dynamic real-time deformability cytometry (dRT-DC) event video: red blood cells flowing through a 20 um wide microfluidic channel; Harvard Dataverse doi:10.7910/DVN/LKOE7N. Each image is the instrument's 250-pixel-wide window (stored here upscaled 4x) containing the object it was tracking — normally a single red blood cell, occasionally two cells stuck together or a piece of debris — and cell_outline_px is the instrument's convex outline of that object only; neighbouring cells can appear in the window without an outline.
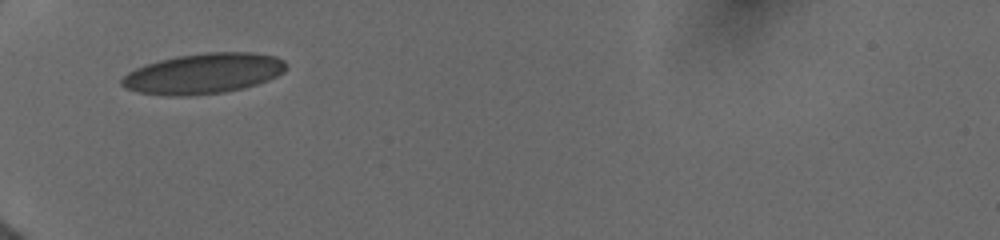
{"species": "human", "species_latin": "Homo sapiens", "temperature_condition": "cold", "stored_images_in_passage": 39, "camera_frame_rate_fps": 3000, "um_per_image_px": 0.085, "donor": {"sex": "female"}, "frame": {"image": 1, "passage_image": 1, "time_ms": 0.0, "image_size_px": [1000, 240], "cell_outline_px": [[288, 68], [284, 72], [268, 80], [244, 88], [224, 92], [184, 96], [168, 96], [140, 92], [124, 88], [120, 84], [120, 80], [128, 72], [136, 68], [160, 60], [176, 56], [204, 52], [256, 52], [276, 56], [284, 60], [288, 64]], "centroid_in_image_um": [17.33, 6.24], "position_along_channel_um": 67.7, "area_um2": 38.9}}
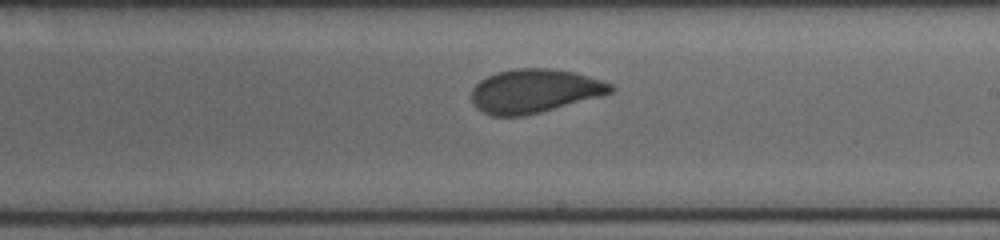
{"frame": {"image": 2, "passage_image": 17, "time_ms": 4.667, "image_size_px": [1000, 240], "cell_outline_px": [[616, 88], [612, 92], [600, 96], [540, 112], [524, 116], [492, 116], [476, 108], [472, 100], [472, 88], [480, 80], [496, 72], [516, 68], [552, 68], [576, 72], [612, 84]], "centroid_in_image_um": [45.42, 7.72], "position_along_channel_um": 243.6, "area_um2": 35.43}}
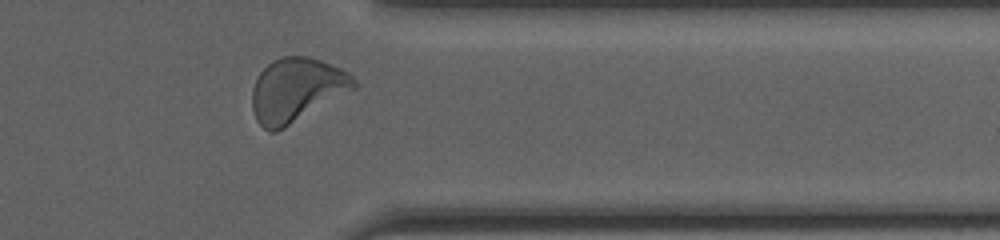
{"frame": {"image": 3, "passage_image": 33, "time_ms": 8.333, "image_size_px": [1000, 240], "cell_outline_px": [[356, 88], [284, 128], [276, 132], [268, 132], [256, 120], [252, 108], [252, 88], [260, 72], [272, 60], [280, 56], [308, 56], [320, 60], [340, 68], [348, 72], [356, 80]], "centroid_in_image_um": [25.19, 7.64], "position_along_channel_um": 386.2, "area_um2": 37.8}, "authors_computed_cell_mechanics": {"area_um2": 35.7204, "velocity_mm_per_s": 3.9384, "shape_relaxation_time_tau1_ms": 3.2636, "shape_relaxation_time_tau2_ms": null, "deformation_change_tau1": 0.1002, "deformation_change_tau2": null}}